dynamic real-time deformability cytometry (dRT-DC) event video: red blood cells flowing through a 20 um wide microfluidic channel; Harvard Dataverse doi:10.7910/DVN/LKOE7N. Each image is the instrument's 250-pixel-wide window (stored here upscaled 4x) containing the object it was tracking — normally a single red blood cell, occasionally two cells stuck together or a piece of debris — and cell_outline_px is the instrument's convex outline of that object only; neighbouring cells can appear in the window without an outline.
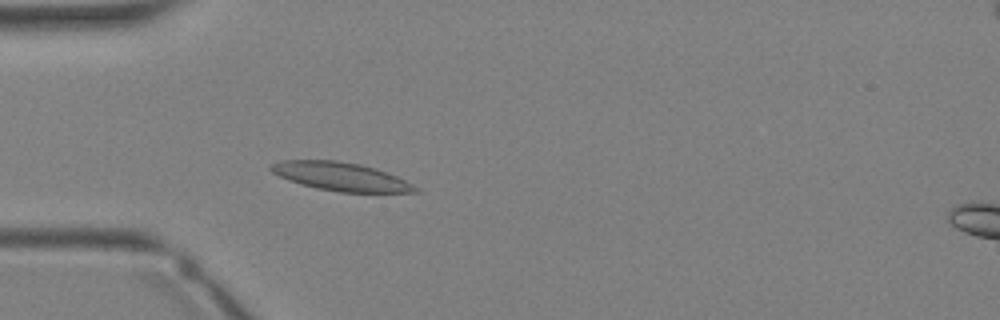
{"species": "Egyptian fruit bat (a non-hibernating species)", "species_latin": "Rousettus aegyptiacus", "temperature_condition": "warm", "stored_images_in_passage": 29, "camera_frame_rate_fps": 3000, "um_per_image_px": 0.085, "animal": {"sex": "female"}, "frame": {"image": 1, "passage_image": 5, "time_ms": 1.333, "image_size_px": [1000, 320], "cell_outline_px": [[420, 192], [340, 192], [316, 188], [300, 184], [280, 176], [272, 172], [268, 168], [272, 164], [280, 160], [336, 160], [360, 164], [388, 172], [420, 188]], "centroid_in_image_um": [28.97, 15.0], "position_along_channel_um": 56.0, "area_um2": 23.81}}
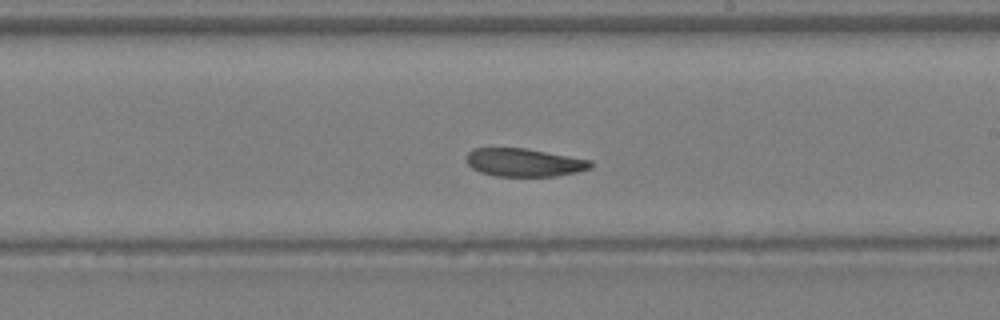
{"frame": {"image": 2, "passage_image": 15, "time_ms": 4.667, "image_size_px": [1000, 320], "cell_outline_px": [[592, 168], [576, 172], [556, 176], [496, 176], [480, 172], [472, 168], [468, 164], [464, 156], [472, 148], [524, 148], [592, 160]], "centroid_in_image_um": [44.52, 13.81], "position_along_channel_um": 244.5, "area_um2": 20.4}}
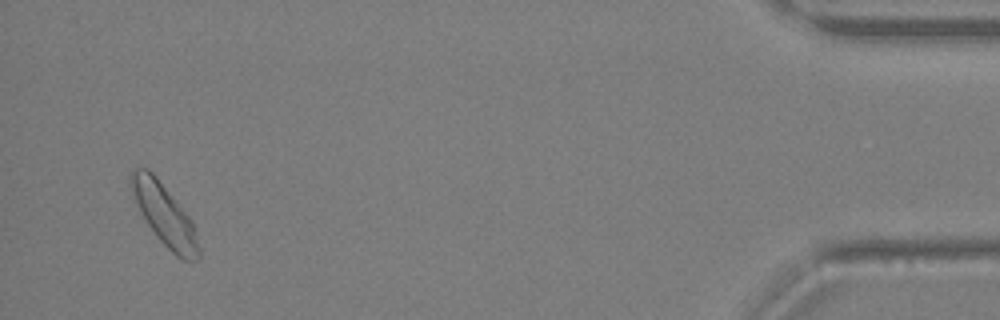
{"frame": {"image": 3, "passage_image": 28, "time_ms": 9.0, "image_size_px": [1000, 320], "cell_outline_px": [[200, 260], [184, 260], [176, 256], [156, 236], [140, 212], [132, 196], [128, 184], [128, 176], [132, 168], [148, 168], [156, 176], [188, 216], [196, 232], [200, 248]], "centroid_in_image_um": [13.93, 18.22], "position_along_channel_um": 421.3, "area_um2": 24.16}}